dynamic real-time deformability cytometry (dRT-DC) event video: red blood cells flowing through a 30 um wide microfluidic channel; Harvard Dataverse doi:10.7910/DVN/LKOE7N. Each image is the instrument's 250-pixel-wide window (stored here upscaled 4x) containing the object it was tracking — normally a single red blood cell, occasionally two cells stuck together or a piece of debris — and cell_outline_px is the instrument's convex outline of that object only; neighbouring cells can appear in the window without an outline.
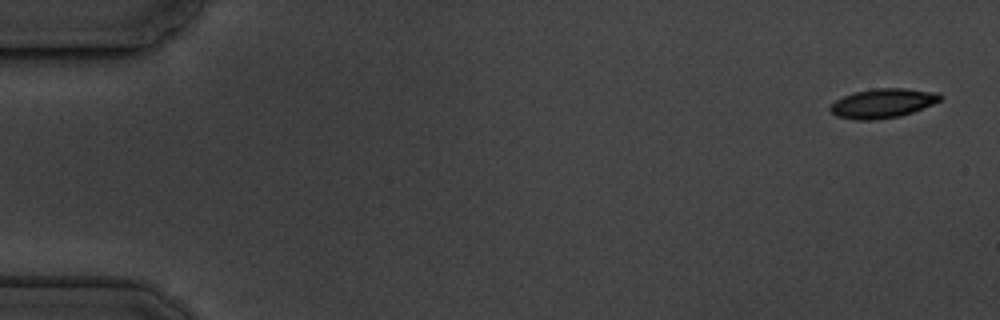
{"species": "common noctule bat (a hibernating species)", "species_latin": "Nyctalus noctula", "temperature_condition": "cold", "stored_images_in_passage": 17, "camera_frame_rate_fps": 3000, "um_per_image_px": 0.085, "animal": {"sex": "male", "body_mass_g": 19.5, "forearm_length_mm": 54.6}, "frame": {"image": 1, "passage_image": 1, "time_ms": 0.0, "image_size_px": [1000, 320], "cell_outline_px": [[944, 96], [940, 100], [932, 104], [912, 112], [900, 116], [872, 120], [856, 120], [836, 116], [828, 108], [836, 100], [844, 96], [856, 92], [876, 88], [904, 88], [940, 92]], "centroid_in_image_um": [75.06, 8.77], "position_along_channel_um": 9.9, "area_um2": 18.73}}
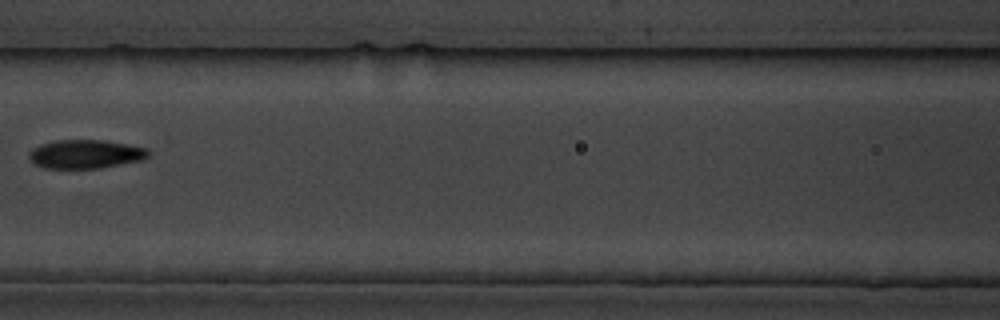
{"frame": {"image": 2, "passage_image": 8, "time_ms": 8.0, "image_size_px": [1000, 320], "cell_outline_px": [[148, 156], [140, 160], [100, 168], [44, 168], [36, 164], [28, 156], [28, 152], [32, 148], [40, 144], [56, 140], [104, 140], [144, 148], [148, 152]], "centroid_in_image_um": [7.19, 13.09], "position_along_channel_um": 159.4, "area_um2": 19.65}}
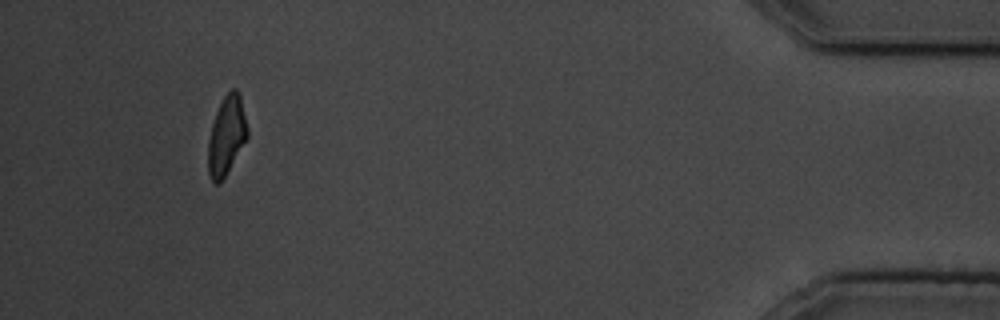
{"frame": {"image": 3, "passage_image": 16, "time_ms": 17.0, "image_size_px": [1000, 320], "cell_outline_px": [[248, 136], [220, 184], [216, 184], [212, 180], [208, 172], [208, 140], [212, 124], [216, 112], [224, 96], [232, 88], [236, 88], [240, 96], [248, 128]], "centroid_in_image_um": [19.25, 11.52], "position_along_channel_um": 416.0, "area_um2": 17.8}, "authors_computed_cell_mechanics": {"area_um2": 19.0162, "velocity_mm_per_s": 3.5755, "shape_relaxation_time_tau1_ms": 2.9109, "shape_relaxation_time_tau2_ms": 7.1448, "deformation_change_tau1": 0.1459, "deformation_change_tau2": 0.1149}}